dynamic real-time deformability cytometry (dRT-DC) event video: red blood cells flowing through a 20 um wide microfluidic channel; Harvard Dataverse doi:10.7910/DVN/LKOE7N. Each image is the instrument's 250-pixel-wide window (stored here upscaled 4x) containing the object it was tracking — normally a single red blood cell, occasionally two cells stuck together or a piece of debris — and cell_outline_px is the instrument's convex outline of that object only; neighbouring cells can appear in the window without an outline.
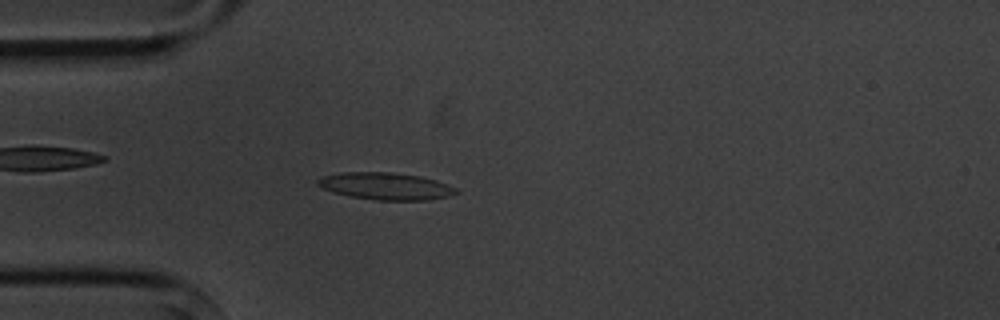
{"species": "common noctule bat (a hibernating species)", "species_latin": "Nyctalus noctula", "temperature_condition": "cold", "stored_images_in_passage": 6, "camera_frame_rate_fps": 3000, "um_per_image_px": 0.085, "animal": {"sex": "male", "body_mass_g": 20.1, "forearm_length_mm": 53.5}, "frame": {"image": 1, "passage_image": 6, "time_ms": 5.667, "image_size_px": [1000, 320], "cell_outline_px": [[460, 192], [448, 196], [428, 200], [376, 200], [352, 196], [336, 192], [324, 188], [316, 184], [316, 180], [320, 176], [340, 172], [392, 172], [420, 176], [436, 180], [456, 188]], "centroid_in_image_um": [32.78, 15.81], "position_along_channel_um": 52.2, "area_um2": 21.79}}